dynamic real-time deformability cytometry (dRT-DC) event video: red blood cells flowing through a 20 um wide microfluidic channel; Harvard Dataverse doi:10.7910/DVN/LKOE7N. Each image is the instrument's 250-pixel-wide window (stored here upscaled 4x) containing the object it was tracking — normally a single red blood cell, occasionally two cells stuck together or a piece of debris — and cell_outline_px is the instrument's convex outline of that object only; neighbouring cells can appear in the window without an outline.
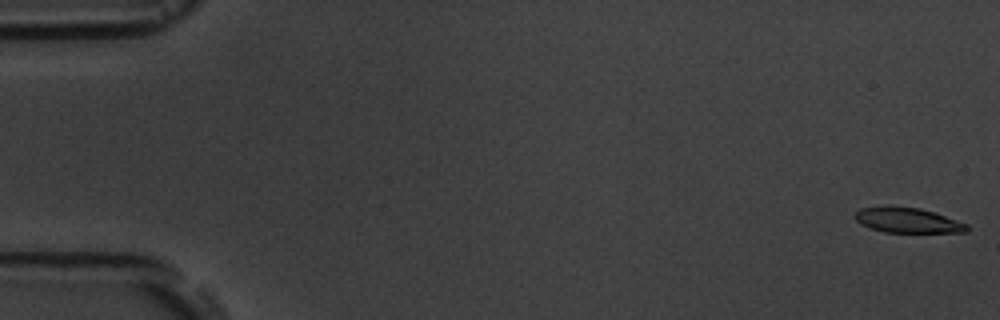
{"species": "common noctule bat (a hibernating species)", "species_latin": "Nyctalus noctula", "temperature_condition": "room temperature", "stored_images_in_passage": 5, "camera_frame_rate_fps": 3000, "um_per_image_px": 0.085, "animal": {"sex": "male", "body_mass_g": 19.5, "forearm_length_mm": 54.6}, "frame": {"image": 1, "passage_image": 1, "time_ms": 0.0, "image_size_px": [1000, 320], "cell_outline_px": [[968, 232], [884, 232], [860, 224], [852, 216], [860, 208], [888, 204], [920, 208], [968, 224]], "centroid_in_image_um": [77.07, 18.69], "position_along_channel_um": 7.9, "area_um2": 16.59}}
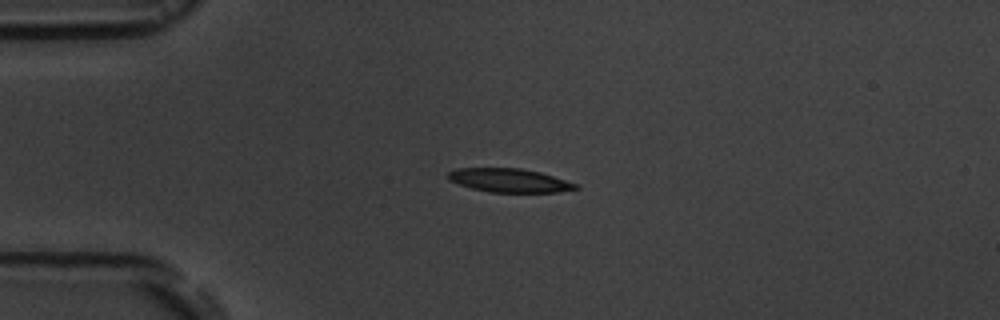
{"frame": {"image": 2, "passage_image": 4, "time_ms": 4.333, "image_size_px": [1000, 320], "cell_outline_px": [[580, 188], [556, 192], [488, 192], [472, 188], [448, 180], [448, 172], [456, 168], [520, 168], [540, 172], [580, 184]], "centroid_in_image_um": [43.32, 15.33], "position_along_channel_um": 41.7, "area_um2": 17.63}}